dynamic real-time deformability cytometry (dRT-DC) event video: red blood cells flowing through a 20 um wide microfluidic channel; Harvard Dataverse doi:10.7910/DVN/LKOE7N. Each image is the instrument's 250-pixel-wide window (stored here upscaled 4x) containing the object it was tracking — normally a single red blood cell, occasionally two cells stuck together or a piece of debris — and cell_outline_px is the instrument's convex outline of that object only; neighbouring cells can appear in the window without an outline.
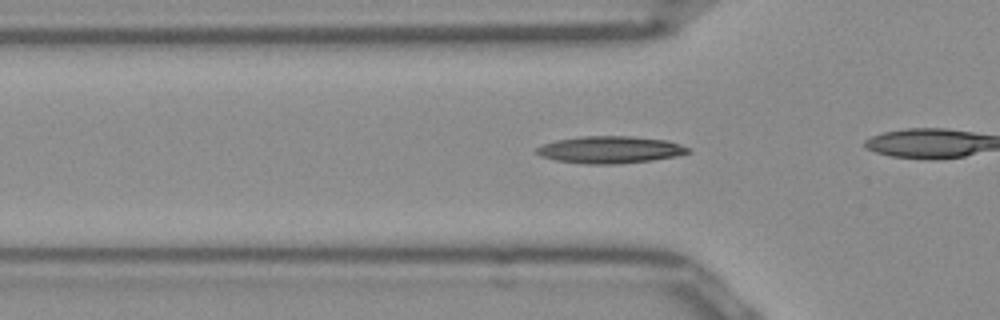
{"species": "Egyptian fruit bat (a non-hibernating species)", "species_latin": "Rousettus aegyptiacus", "temperature_condition": "room temperature", "stored_images_in_passage": 36, "camera_frame_rate_fps": 3000, "um_per_image_px": 0.085, "frame": {"image": 1, "passage_image": 13, "time_ms": 4.0, "image_size_px": [1000, 320], "cell_outline_px": [[692, 152], [676, 156], [652, 160], [612, 164], [588, 164], [556, 160], [540, 156], [536, 152], [536, 148], [544, 144], [556, 140], [580, 136], [632, 136], [668, 140], [692, 148]], "centroid_in_image_um": [51.9, 12.72], "position_along_channel_um": 73.9, "area_um2": 23.99}}
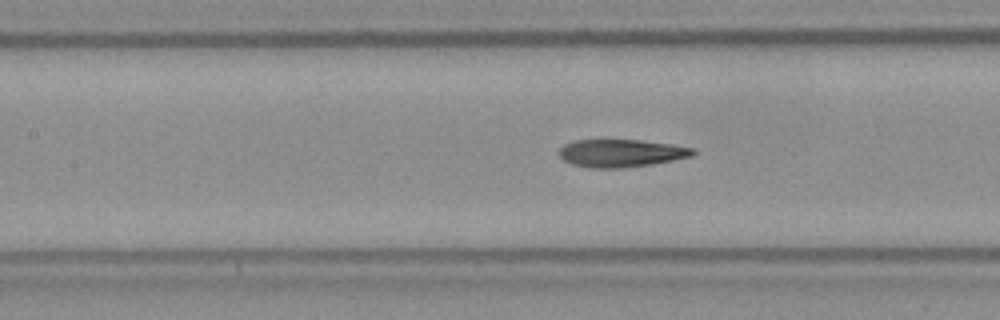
{"frame": {"image": 2, "passage_image": 19, "time_ms": 6.0, "image_size_px": [1000, 320], "cell_outline_px": [[696, 152], [692, 156], [652, 164], [620, 168], [588, 168], [572, 164], [564, 160], [560, 156], [560, 148], [564, 144], [576, 140], [640, 140], [672, 144], [692, 148]], "centroid_in_image_um": [52.78, 13.02], "position_along_channel_um": 154.6, "area_um2": 21.5}}
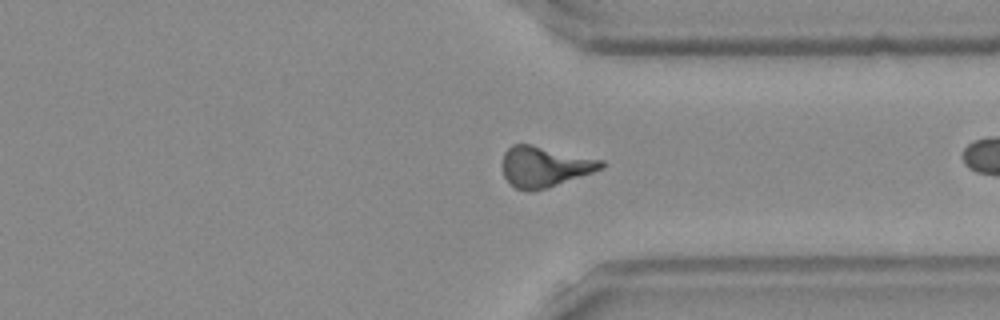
{"frame": {"image": 3, "passage_image": 35, "time_ms": 11.333, "image_size_px": [1000, 320], "cell_outline_px": [[604, 168], [548, 188], [532, 192], [528, 192], [516, 188], [504, 176], [504, 152], [512, 144], [528, 144], [604, 160]], "centroid_in_image_um": [46.31, 14.18], "position_along_channel_um": 365.1, "area_um2": 23.12}}